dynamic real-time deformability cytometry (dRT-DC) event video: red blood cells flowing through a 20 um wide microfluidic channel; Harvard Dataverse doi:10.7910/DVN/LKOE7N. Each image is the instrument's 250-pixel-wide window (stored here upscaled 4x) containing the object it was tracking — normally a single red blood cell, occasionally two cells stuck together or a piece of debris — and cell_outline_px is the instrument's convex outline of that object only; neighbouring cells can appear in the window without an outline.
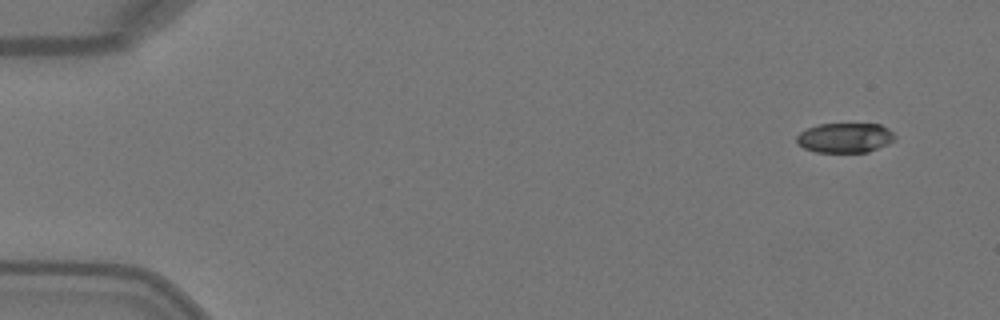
{"species": "Egyptian fruit bat (a non-hibernating species)", "species_latin": "Rousettus aegyptiacus", "temperature_condition": "warm", "stored_images_in_passage": 4, "camera_frame_rate_fps": 3000, "um_per_image_px": 0.085, "animal": {"sex": "female"}, "frame": {"image": 1, "passage_image": 1, "time_ms": 0.0, "image_size_px": [1000, 320], "cell_outline_px": [[896, 140], [888, 144], [868, 152], [816, 152], [804, 148], [796, 144], [796, 136], [800, 132], [808, 128], [820, 124], [880, 124], [888, 128], [896, 136]], "centroid_in_image_um": [71.83, 11.71], "position_along_channel_um": 13.2, "area_um2": 17.17}}
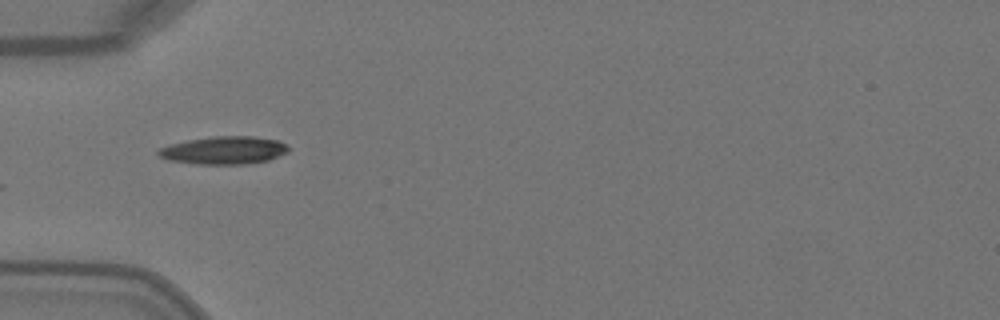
{"frame": {"image": 2, "passage_image": 4, "time_ms": 1.0, "image_size_px": [1000, 320], "cell_outline_px": [[288, 152], [268, 160], [248, 164], [196, 164], [168, 160], [156, 156], [156, 152], [160, 148], [172, 144], [188, 140], [212, 136], [252, 136], [280, 140], [288, 148]], "centroid_in_image_um": [19.02, 12.78], "position_along_channel_um": 66.0, "area_um2": 21.15}}